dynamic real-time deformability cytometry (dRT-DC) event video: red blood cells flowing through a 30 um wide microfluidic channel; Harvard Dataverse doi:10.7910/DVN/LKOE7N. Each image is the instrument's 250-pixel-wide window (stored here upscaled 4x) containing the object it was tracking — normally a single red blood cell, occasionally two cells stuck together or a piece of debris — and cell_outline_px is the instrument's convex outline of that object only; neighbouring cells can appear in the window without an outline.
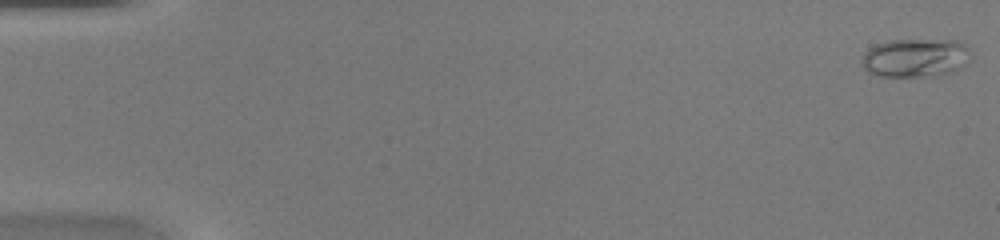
{"species": "common noctule bat (a hibernating species)", "species_latin": "Nyctalus noctula", "temperature_condition": "warm", "stored_images_in_passage": 49, "camera_frame_rate_fps": 3000, "um_per_image_px": 0.085, "animal": {"sex": "female", "body_mass_g": 20.0, "forearm_length_mm": 54.0}, "frame": {"image": 1, "passage_image": 1, "time_ms": 0.0, "image_size_px": [1000, 240], "cell_outline_px": [[968, 52], [964, 64], [960, 68], [944, 76], [876, 76], [868, 72], [864, 68], [860, 60], [864, 52], [868, 48], [876, 44], [892, 40], [956, 40], [964, 44], [968, 48]], "centroid_in_image_um": [77.75, 4.92], "position_along_channel_um": 7.2, "area_um2": 24.57}}
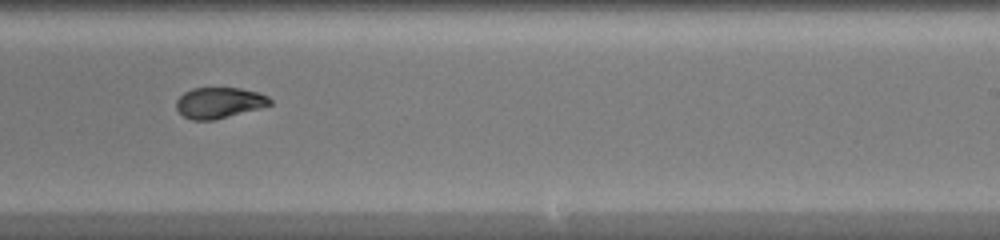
{"frame": {"image": 2, "passage_image": 31, "time_ms": 10.0, "image_size_px": [1000, 240], "cell_outline_px": [[272, 104], [260, 108], [212, 120], [192, 120], [184, 116], [176, 108], [176, 100], [184, 92], [192, 88], [240, 88], [256, 92], [268, 96], [272, 100]], "centroid_in_image_um": [18.62, 8.73], "position_along_channel_um": 270.4, "area_um2": 16.7}}
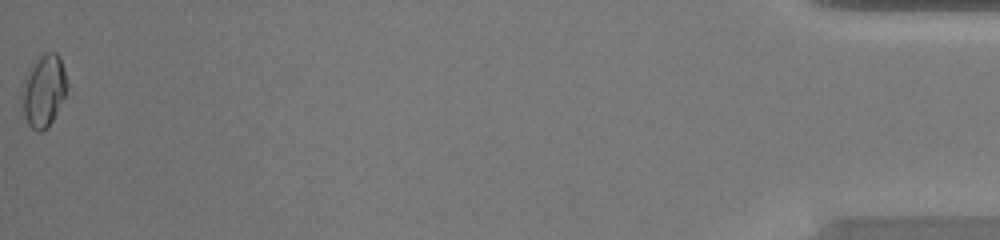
{"frame": {"image": 3, "passage_image": 49, "time_ms": 16.0, "image_size_px": [1000, 240], "cell_outline_px": [[68, 88], [52, 120], [40, 132], [36, 132], [28, 124], [20, 108], [20, 92], [28, 68], [44, 52], [56, 52], [60, 56], [64, 68], [68, 84]], "centroid_in_image_um": [3.67, 7.68], "position_along_channel_um": 431.5, "area_um2": 19.25}, "authors_computed_cell_mechanics": {"area_um2": 17.8024, "velocity_mm_per_s": 4.2728, "shape_relaxation_time_tau1_ms": null, "shape_relaxation_time_tau2_ms": 0.6757, "deformation_change_tau1": null, "deformation_change_tau2": 0.0419}}